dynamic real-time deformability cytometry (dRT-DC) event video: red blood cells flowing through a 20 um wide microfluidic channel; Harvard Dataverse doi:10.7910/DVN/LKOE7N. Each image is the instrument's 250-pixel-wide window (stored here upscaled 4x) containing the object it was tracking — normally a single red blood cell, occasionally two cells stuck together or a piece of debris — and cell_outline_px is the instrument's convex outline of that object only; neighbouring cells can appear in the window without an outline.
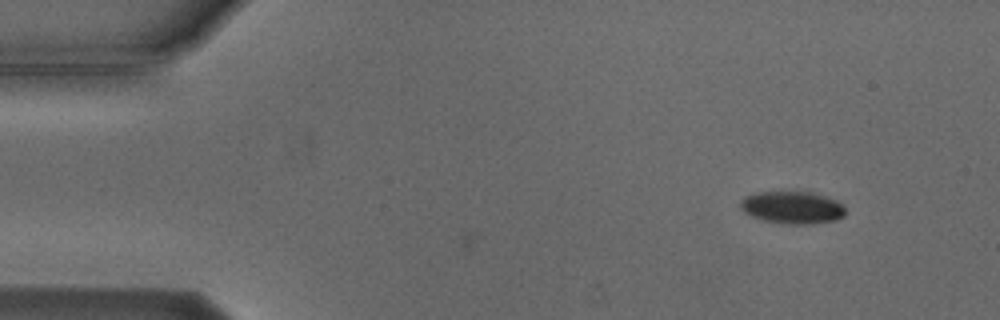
{"species": "Egyptian fruit bat (a non-hibernating species)", "species_latin": "Rousettus aegyptiacus", "temperature_condition": "cold", "stored_images_in_passage": 5, "camera_frame_rate_fps": 3000, "um_per_image_px": 0.085, "animal": {"sex": "male"}, "frame": {"image": 1, "passage_image": 1, "time_ms": 0.0, "image_size_px": [1000, 320], "cell_outline_px": [[844, 216], [836, 220], [804, 224], [792, 224], [764, 220], [752, 216], [744, 212], [740, 208], [740, 200], [756, 192], [808, 192], [824, 196], [836, 200], [844, 208]], "centroid_in_image_um": [67.32, 17.63], "position_along_channel_um": 17.7, "area_um2": 19.42}}
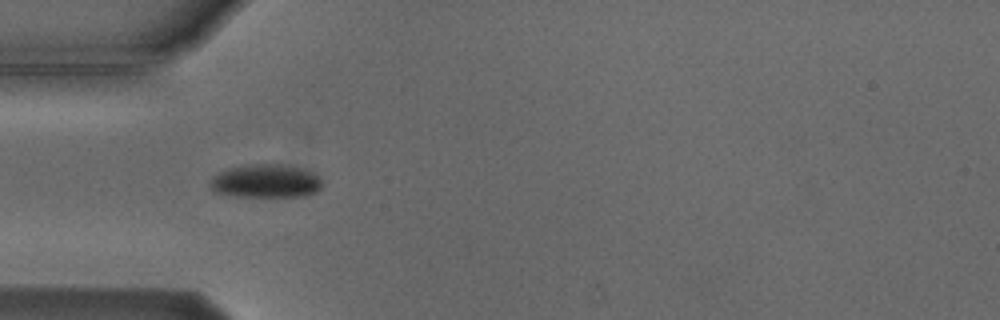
{"frame": {"image": 2, "passage_image": 4, "time_ms": 3.667, "image_size_px": [1000, 320], "cell_outline_px": [[324, 184], [316, 192], [308, 196], [236, 196], [216, 192], [208, 184], [212, 176], [228, 168], [252, 164], [280, 164], [300, 168], [316, 172], [320, 176]], "centroid_in_image_um": [22.64, 15.39], "position_along_channel_um": 62.4, "area_um2": 22.02}}
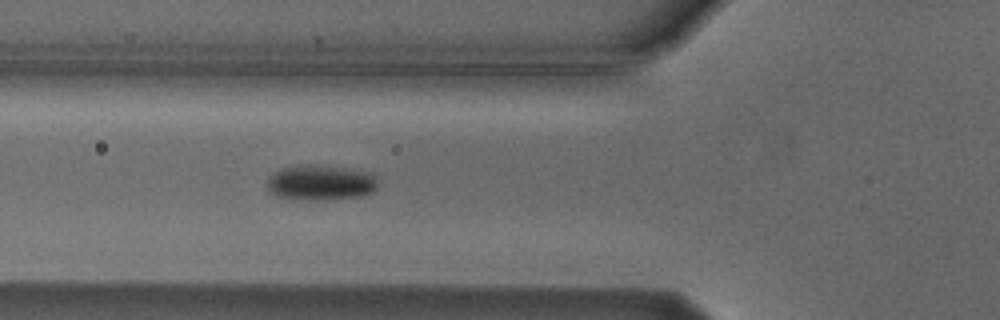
{"frame": {"image": 3, "passage_image": 5, "time_ms": 4.667, "image_size_px": [1000, 320], "cell_outline_px": [[380, 184], [372, 192], [360, 196], [324, 200], [288, 200], [276, 196], [268, 188], [268, 176], [280, 168], [304, 164], [308, 164], [340, 168], [364, 172], [376, 176]], "centroid_in_image_um": [27.21, 15.55], "position_along_channel_um": 98.6, "area_um2": 22.89}}